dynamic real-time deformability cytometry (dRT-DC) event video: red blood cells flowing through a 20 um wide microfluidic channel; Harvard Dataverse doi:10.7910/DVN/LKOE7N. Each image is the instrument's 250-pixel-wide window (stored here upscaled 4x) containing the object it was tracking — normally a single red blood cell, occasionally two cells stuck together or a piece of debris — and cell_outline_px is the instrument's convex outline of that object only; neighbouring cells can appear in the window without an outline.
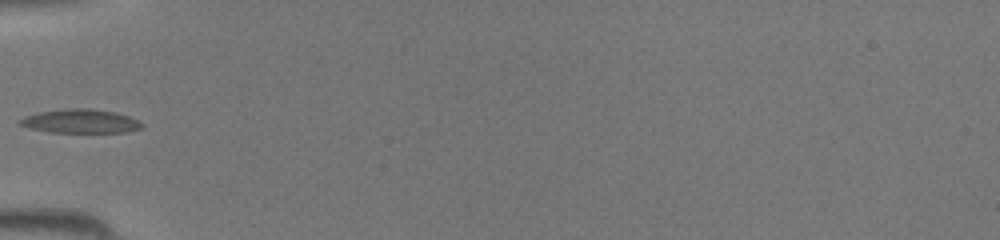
{"species": "common noctule bat (a hibernating species)", "species_latin": "Nyctalus noctula", "temperature_condition": "room temperature", "stored_images_in_passage": 29, "camera_frame_rate_fps": 3000, "um_per_image_px": 0.085, "animal": {"sex": "female", "body_mass_g": 19.5, "forearm_length_mm": 54.1}, "frame": {"image": 1, "passage_image": 1, "time_ms": 0.0, "image_size_px": [1000, 240], "cell_outline_px": [[144, 128], [124, 132], [48, 132], [32, 128], [20, 124], [16, 120], [24, 116], [40, 112], [64, 108], [88, 108], [116, 112], [128, 116], [144, 124]], "centroid_in_image_um": [6.84, 10.29], "position_along_channel_um": 78.2, "area_um2": 16.94}}
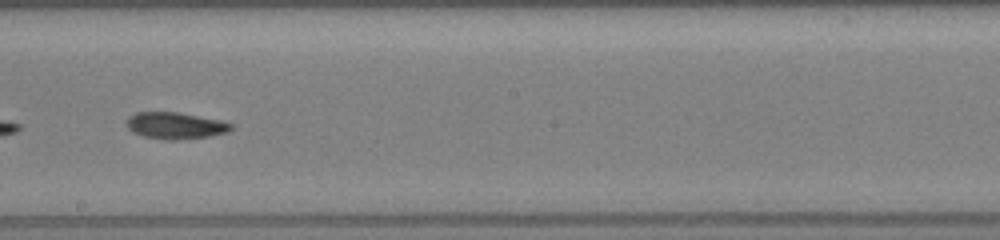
{"frame": {"image": 2, "passage_image": 11, "time_ms": 3.333, "image_size_px": [1000, 240], "cell_outline_px": [[232, 128], [228, 132], [212, 136], [176, 140], [168, 140], [144, 136], [132, 132], [128, 128], [128, 116], [136, 112], [180, 112], [224, 120], [232, 124]], "centroid_in_image_um": [14.96, 10.67], "position_along_channel_um": 233.2, "area_um2": 16.42}}
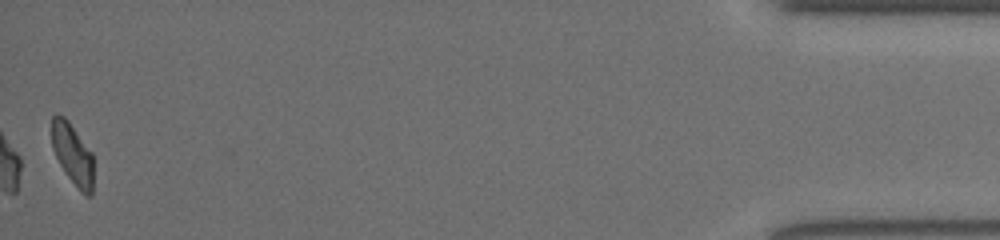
{"frame": {"image": 3, "passage_image": 29, "time_ms": 9.333, "image_size_px": [1000, 240], "cell_outline_px": [[92, 196], [84, 196], [80, 192], [68, 176], [60, 164], [52, 148], [52, 116], [56, 112], [64, 116], [68, 120], [92, 152]], "centroid_in_image_um": [6.16, 13.08], "position_along_channel_um": 429.0, "area_um2": 14.85}}